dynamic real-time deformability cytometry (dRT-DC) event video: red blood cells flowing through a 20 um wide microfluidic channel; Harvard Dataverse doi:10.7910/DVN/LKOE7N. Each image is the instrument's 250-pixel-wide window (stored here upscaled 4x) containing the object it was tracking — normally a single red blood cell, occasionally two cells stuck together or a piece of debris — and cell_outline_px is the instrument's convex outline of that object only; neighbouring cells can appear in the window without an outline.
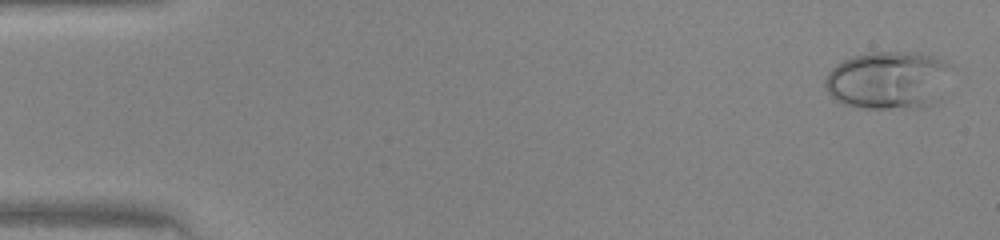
{"species": "human", "species_latin": "Homo sapiens", "temperature_condition": "warm", "stored_images_in_passage": 47, "camera_frame_rate_fps": 3000, "um_per_image_px": 0.085, "donor": {"sex": "female"}, "frame": {"image": 1, "passage_image": 2, "time_ms": 0.333, "image_size_px": [1000, 240], "cell_outline_px": [[952, 64], [940, 100], [924, 108], [864, 108], [844, 104], [836, 100], [828, 92], [824, 84], [824, 76], [836, 64], [852, 56], [872, 52], [916, 52], [932, 56], [944, 60]], "centroid_in_image_um": [75.52, 6.82], "position_along_channel_um": 9.5, "area_um2": 43.06}}
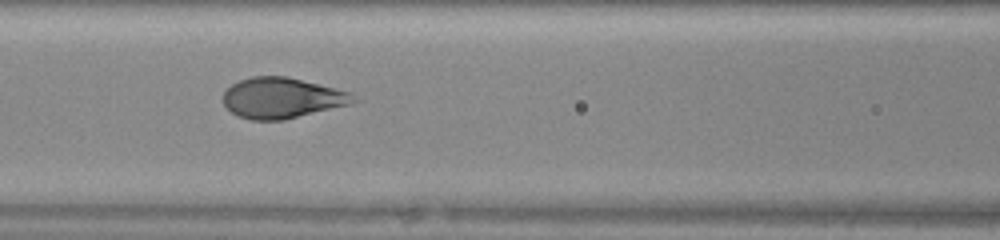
{"frame": {"image": 2, "passage_image": 21, "time_ms": 6.667, "image_size_px": [1000, 240], "cell_outline_px": [[360, 100], [348, 104], [284, 120], [252, 120], [240, 116], [232, 112], [224, 104], [224, 92], [232, 84], [240, 80], [252, 76], [288, 76], [352, 92]], "centroid_in_image_um": [24.0, 8.31], "position_along_channel_um": 142.6, "area_um2": 30.69}}
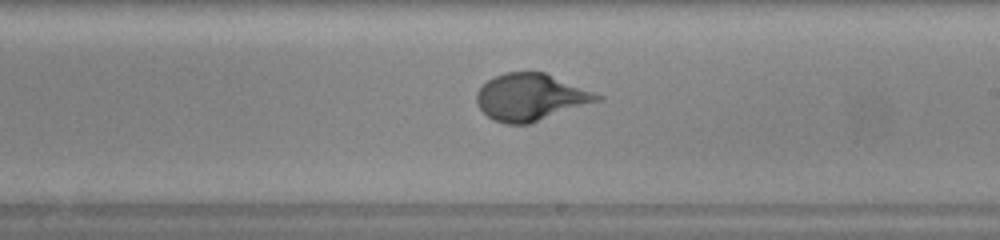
{"frame": {"image": 3, "passage_image": 28, "time_ms": 9.0, "image_size_px": [1000, 240], "cell_outline_px": [[604, 100], [528, 124], [504, 124], [488, 116], [480, 108], [476, 100], [476, 92], [488, 80], [504, 72], [544, 72], [604, 96]], "centroid_in_image_um": [45.14, 8.26], "position_along_channel_um": 243.9, "area_um2": 32.89}}